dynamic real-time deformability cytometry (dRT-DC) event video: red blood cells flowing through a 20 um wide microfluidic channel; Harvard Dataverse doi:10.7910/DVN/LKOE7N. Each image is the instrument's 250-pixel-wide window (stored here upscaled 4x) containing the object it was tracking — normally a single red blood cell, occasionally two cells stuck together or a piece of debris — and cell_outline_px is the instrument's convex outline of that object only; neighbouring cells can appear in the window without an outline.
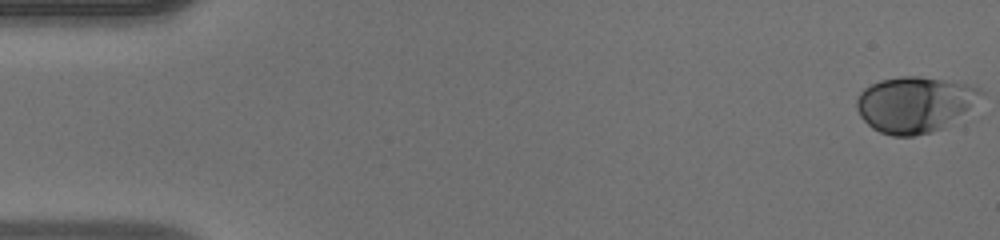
{"species": "human", "species_latin": "Homo sapiens", "temperature_condition": "warm", "stored_images_in_passage": 47, "camera_frame_rate_fps": 3000, "um_per_image_px": 0.085, "donor": {"sex": "male"}, "frame": {"image": 1, "passage_image": 1, "time_ms": 0.0, "image_size_px": [1000, 240], "cell_outline_px": [[984, 92], [968, 108], [940, 128], [932, 132], [912, 136], [892, 136], [880, 132], [872, 128], [860, 116], [856, 108], [856, 100], [860, 92], [864, 88], [880, 80], [900, 76], [920, 76], [944, 80], [964, 84], [980, 88]], "centroid_in_image_um": [77.66, 8.86], "position_along_channel_um": 7.3, "area_um2": 39.65}}
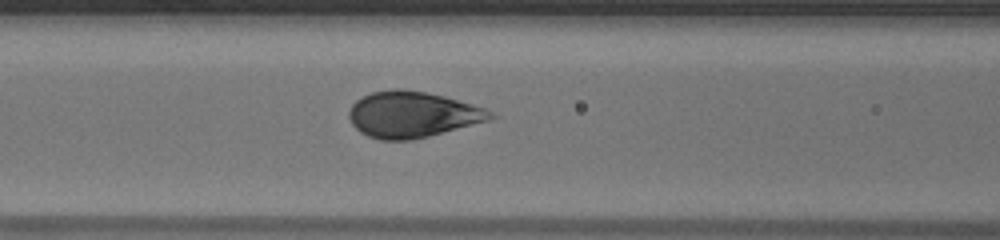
{"frame": {"image": 2, "passage_image": 20, "time_ms": 6.333, "image_size_px": [1000, 240], "cell_outline_px": [[500, 116], [488, 120], [428, 136], [408, 140], [380, 140], [368, 136], [360, 132], [352, 124], [348, 116], [348, 112], [352, 104], [356, 100], [372, 92], [392, 88], [400, 88], [424, 92], [444, 96], [472, 104], [484, 108]], "centroid_in_image_um": [35.02, 9.72], "position_along_channel_um": 131.6, "area_um2": 37.74}}
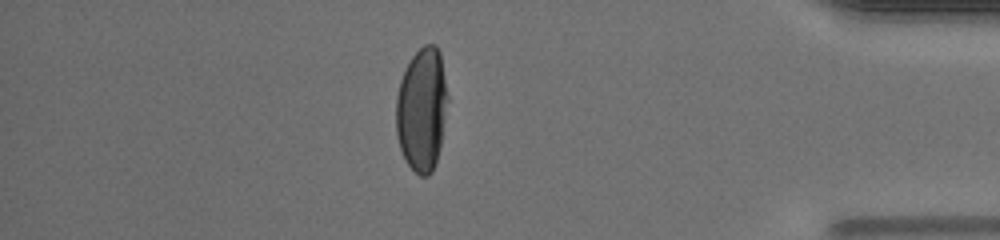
{"frame": {"image": 3, "passage_image": 41, "time_ms": 13.333, "image_size_px": [1000, 240], "cell_outline_px": [[448, 100], [440, 144], [436, 160], [432, 172], [428, 176], [420, 176], [404, 160], [396, 136], [396, 96], [400, 80], [412, 56], [424, 44], [436, 44], [440, 52], [448, 96]], "centroid_in_image_um": [35.85, 9.29], "position_along_channel_um": 399.4, "area_um2": 37.17}}